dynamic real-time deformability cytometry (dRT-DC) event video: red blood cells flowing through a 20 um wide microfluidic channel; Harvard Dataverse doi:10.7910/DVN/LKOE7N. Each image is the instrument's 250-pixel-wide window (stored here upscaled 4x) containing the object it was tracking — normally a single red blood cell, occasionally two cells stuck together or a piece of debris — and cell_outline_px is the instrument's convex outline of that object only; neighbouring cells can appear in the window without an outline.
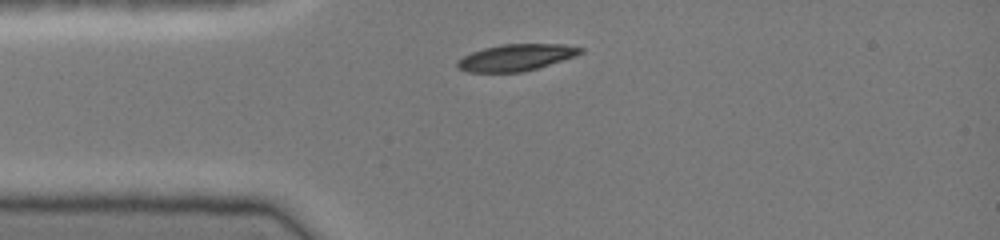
{"species": "common noctule bat (a hibernating species)", "species_latin": "Nyctalus noctula", "temperature_condition": "cold", "stored_images_in_passage": 30, "camera_frame_rate_fps": 3000, "um_per_image_px": 0.085, "animal": {"sex": "female", "body_mass_g": 19.0, "forearm_length_mm": 51.5}, "frame": {"image": 1, "passage_image": 1, "time_ms": 0.0, "image_size_px": [1000, 240], "cell_outline_px": [[584, 52], [576, 56], [536, 68], [520, 72], [468, 72], [456, 68], [456, 60], [472, 52], [484, 48], [500, 44], [564, 44], [584, 48]], "centroid_in_image_um": [43.85, 4.88], "position_along_channel_um": 41.1, "area_um2": 19.13}}
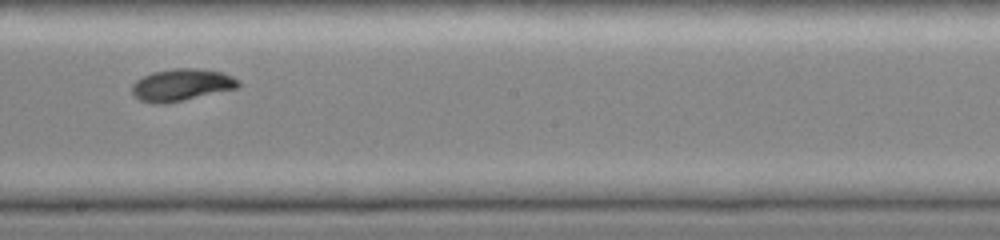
{"frame": {"image": 2, "passage_image": 16, "time_ms": 5.0, "image_size_px": [1000, 240], "cell_outline_px": [[240, 84], [236, 88], [164, 104], [152, 104], [140, 100], [132, 96], [132, 84], [136, 80], [152, 72], [172, 68], [200, 68], [220, 72], [232, 76], [240, 80]], "centroid_in_image_um": [15.38, 7.21], "position_along_channel_um": 232.8, "area_um2": 19.88}}
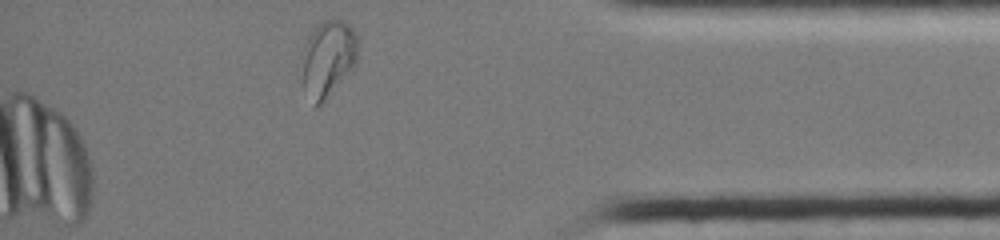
{"frame": {"image": 3, "passage_image": 30, "time_ms": 9.667, "image_size_px": [1000, 240], "cell_outline_px": [[356, 64], [324, 100], [316, 108], [312, 108], [304, 84], [300, 56], [304, 44], [308, 36], [324, 20], [340, 20], [348, 24], [352, 28], [356, 36]], "centroid_in_image_um": [27.83, 4.99], "position_along_channel_um": 407.4, "area_um2": 24.57}, "authors_computed_cell_mechanics": {"area_um2": 20.0855, "velocity_mm_per_s": 4.1184, "shape_relaxation_time_tau1_ms": 4.4517, "shape_relaxation_time_tau2_ms": 1.3434, "deformation_change_tau1": 0.1624, "deformation_change_tau2": 0.0264}}